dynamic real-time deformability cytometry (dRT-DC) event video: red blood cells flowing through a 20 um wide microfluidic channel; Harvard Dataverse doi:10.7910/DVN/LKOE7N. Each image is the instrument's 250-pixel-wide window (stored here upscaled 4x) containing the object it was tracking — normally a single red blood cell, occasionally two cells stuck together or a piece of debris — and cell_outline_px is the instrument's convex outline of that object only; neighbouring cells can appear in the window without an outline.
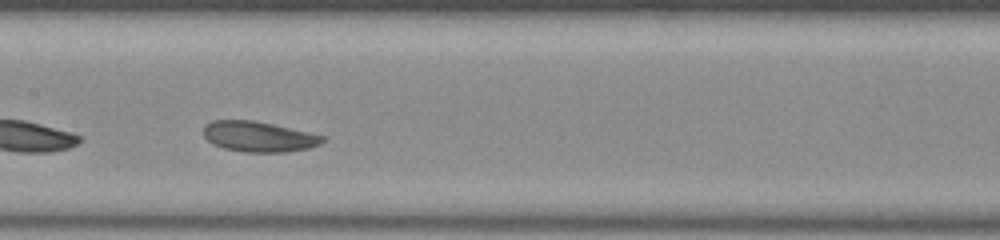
{"species": "common noctule bat (a hibernating species)", "species_latin": "Nyctalus noctula", "temperature_condition": "room temperature", "stored_images_in_passage": 31, "camera_frame_rate_fps": 3000, "um_per_image_px": 0.085, "animal": {"sex": "male", "body_mass_g": 20.0, "forearm_length_mm": 53.3}, "frame": {"image": 1, "passage_image": 14, "time_ms": 4.333, "image_size_px": [1000, 240], "cell_outline_px": [[324, 140], [320, 144], [308, 148], [284, 152], [244, 152], [224, 148], [212, 144], [204, 136], [204, 124], [212, 120], [252, 120], [272, 124], [324, 136]], "centroid_in_image_um": [21.94, 11.61], "position_along_channel_um": 185.5, "area_um2": 20.92}}
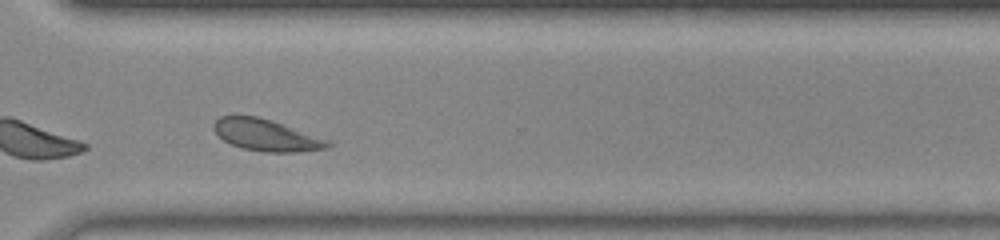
{"frame": {"image": 2, "passage_image": 27, "time_ms": 8.667, "image_size_px": [1000, 240], "cell_outline_px": [[336, 144], [328, 148], [296, 152], [264, 152], [244, 148], [232, 144], [224, 140], [212, 128], [212, 124], [220, 116], [256, 116], [272, 120], [332, 140]], "centroid_in_image_um": [22.72, 11.49], "position_along_channel_um": 347.9, "area_um2": 21.21}, "authors_computed_cell_mechanics": {"area_um2": 21.2126, "velocity_mm_per_s": 3.7522, "shape_relaxation_time_tau1_ms": 5.6596, "shape_relaxation_time_tau2_ms": 2.0675, "deformation_change_tau1": 0.1235, "deformation_change_tau2": 0.0711}}